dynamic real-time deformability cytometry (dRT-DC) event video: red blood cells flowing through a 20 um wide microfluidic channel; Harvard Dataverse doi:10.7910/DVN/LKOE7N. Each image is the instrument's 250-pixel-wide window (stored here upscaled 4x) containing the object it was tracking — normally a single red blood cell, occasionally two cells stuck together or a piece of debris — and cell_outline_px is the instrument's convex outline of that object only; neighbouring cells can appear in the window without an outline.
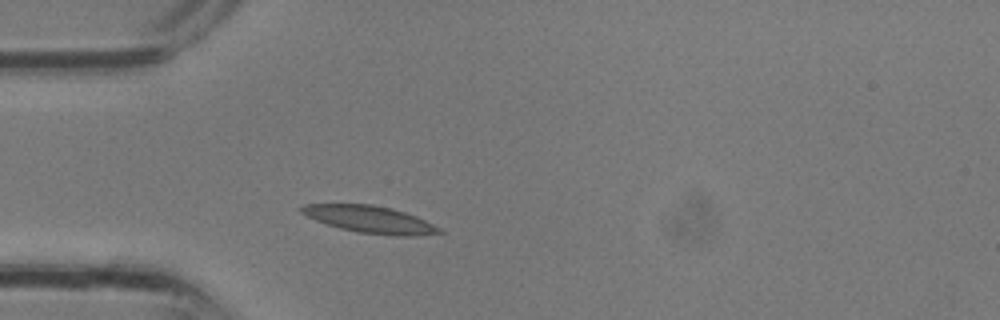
{"species": "common noctule bat (a hibernating species)", "species_latin": "Nyctalus noctula", "temperature_condition": "room temperature", "stored_images_in_passage": 2, "camera_frame_rate_fps": 3000, "um_per_image_px": 0.085, "animal": {"sex": "male", "body_mass_g": 13.3}, "frame": {"image": 1, "passage_image": 2, "time_ms": 0.333, "image_size_px": [1000, 320], "cell_outline_px": [[444, 232], [416, 236], [396, 236], [360, 232], [340, 228], [316, 220], [300, 212], [296, 208], [304, 204], [372, 204], [392, 208], [416, 216], [440, 228]], "centroid_in_image_um": [31.43, 18.64], "position_along_channel_um": 53.6, "area_um2": 21.62}}